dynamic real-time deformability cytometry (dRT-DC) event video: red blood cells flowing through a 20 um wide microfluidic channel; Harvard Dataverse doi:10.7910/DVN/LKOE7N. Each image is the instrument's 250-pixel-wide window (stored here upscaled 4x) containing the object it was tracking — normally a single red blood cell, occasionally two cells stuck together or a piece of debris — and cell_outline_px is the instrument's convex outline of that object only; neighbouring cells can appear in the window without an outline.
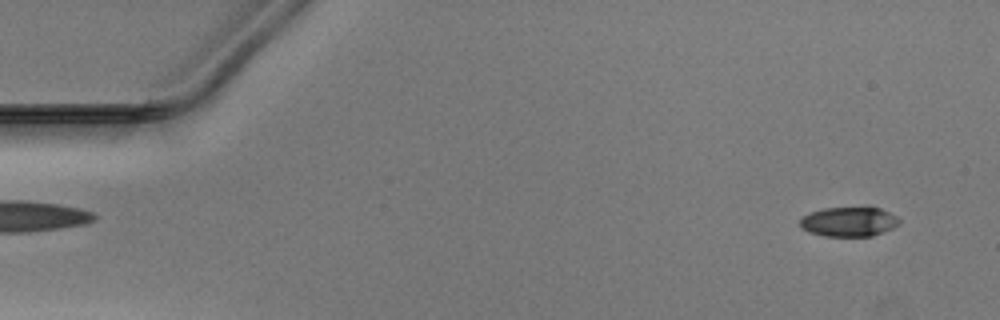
{"species": "Egyptian fruit bat (a non-hibernating species)", "species_latin": "Rousettus aegyptiacus", "temperature_condition": "warm", "stored_images_in_passage": 48, "camera_frame_rate_fps": 3000, "um_per_image_px": 0.085, "animal": {"sex": "male"}, "frame": {"image": 1, "passage_image": 3, "time_ms": 0.667, "image_size_px": [1000, 320], "cell_outline_px": [[900, 224], [892, 228], [872, 236], [824, 236], [808, 232], [800, 228], [800, 220], [804, 216], [812, 212], [824, 208], [880, 208], [896, 216], [900, 220]], "centroid_in_image_um": [72.15, 18.86], "position_along_channel_um": 12.9, "area_um2": 16.94}}
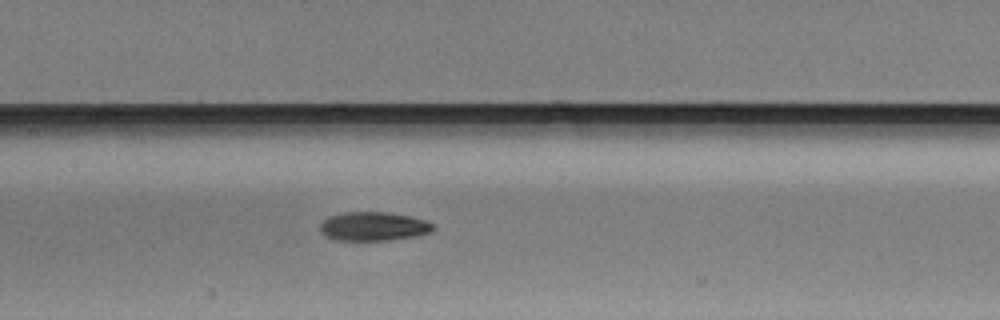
{"frame": {"image": 2, "passage_image": 24, "time_ms": 7.667, "image_size_px": [1000, 320], "cell_outline_px": [[436, 228], [432, 232], [420, 236], [388, 240], [336, 240], [324, 236], [320, 232], [320, 224], [328, 216], [344, 212], [384, 212], [408, 216], [424, 220], [432, 224]], "centroid_in_image_um": [31.74, 19.25], "position_along_channel_um": 175.7, "area_um2": 19.13}}
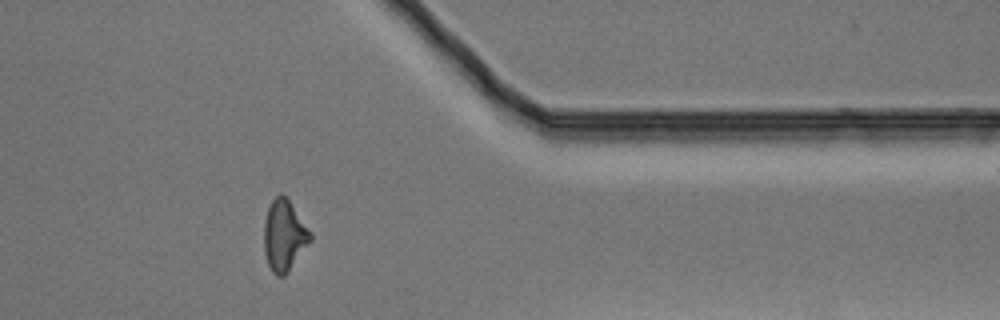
{"frame": {"image": 3, "passage_image": 41, "time_ms": 13.333, "image_size_px": [1000, 320], "cell_outline_px": [[312, 240], [284, 276], [276, 276], [272, 272], [268, 264], [264, 252], [264, 220], [268, 208], [272, 200], [280, 192], [288, 200], [312, 232]], "centroid_in_image_um": [24.15, 20.02], "position_along_channel_um": 387.2, "area_um2": 19.07}}